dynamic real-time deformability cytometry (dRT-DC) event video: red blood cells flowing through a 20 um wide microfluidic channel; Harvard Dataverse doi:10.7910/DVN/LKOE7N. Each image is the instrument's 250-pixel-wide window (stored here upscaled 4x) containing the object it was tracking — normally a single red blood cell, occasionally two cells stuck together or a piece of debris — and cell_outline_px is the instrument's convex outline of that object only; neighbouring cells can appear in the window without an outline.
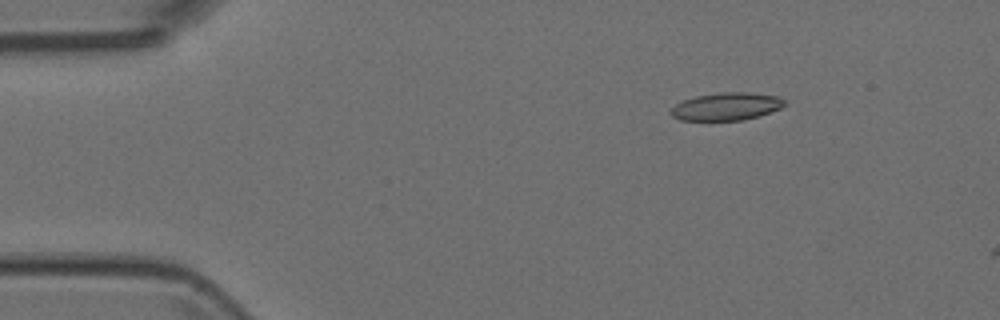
{"species": "Egyptian fruit bat (a non-hibernating species)", "species_latin": "Rousettus aegyptiacus", "temperature_condition": "room temperature", "stored_images_in_passage": 5, "camera_frame_rate_fps": 3000, "um_per_image_px": 0.085, "animal": {"sex": "female"}, "frame": {"image": 1, "passage_image": 3, "time_ms": 0.667, "image_size_px": [1000, 320], "cell_outline_px": [[788, 104], [780, 108], [760, 116], [744, 120], [680, 120], [672, 116], [668, 112], [676, 104], [684, 100], [696, 96], [720, 92], [748, 92], [780, 96]], "centroid_in_image_um": [61.78, 9.05], "position_along_channel_um": 23.2, "area_um2": 18.5}}